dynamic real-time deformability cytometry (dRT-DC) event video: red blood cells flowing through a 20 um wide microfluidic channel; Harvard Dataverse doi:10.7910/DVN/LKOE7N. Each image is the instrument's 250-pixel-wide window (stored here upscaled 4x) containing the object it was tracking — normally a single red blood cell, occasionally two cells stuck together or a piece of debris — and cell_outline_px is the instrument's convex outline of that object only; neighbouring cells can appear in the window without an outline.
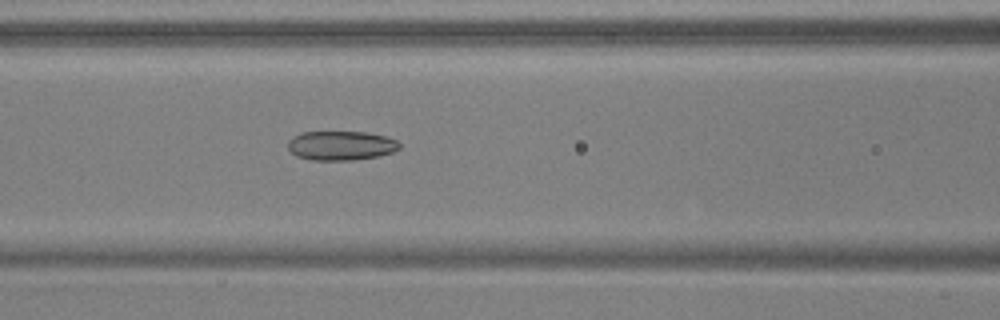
{"species": "common noctule bat (a hibernating species)", "species_latin": "Nyctalus noctula", "temperature_condition": "warm", "stored_images_in_passage": 53, "camera_frame_rate_fps": 3000, "um_per_image_px": 0.085, "animal": {"sex": "male", "body_mass_g": 17.9, "forearm_length_mm": 54.2}, "frame": {"image": 1, "passage_image": 23, "time_ms": 7.333, "image_size_px": [1000, 320], "cell_outline_px": [[400, 148], [392, 152], [380, 156], [356, 160], [312, 160], [296, 156], [288, 148], [288, 140], [292, 136], [300, 132], [368, 132], [384, 136], [396, 140], [400, 144]], "centroid_in_image_um": [28.97, 12.37], "position_along_channel_um": 137.6, "area_um2": 19.19}}
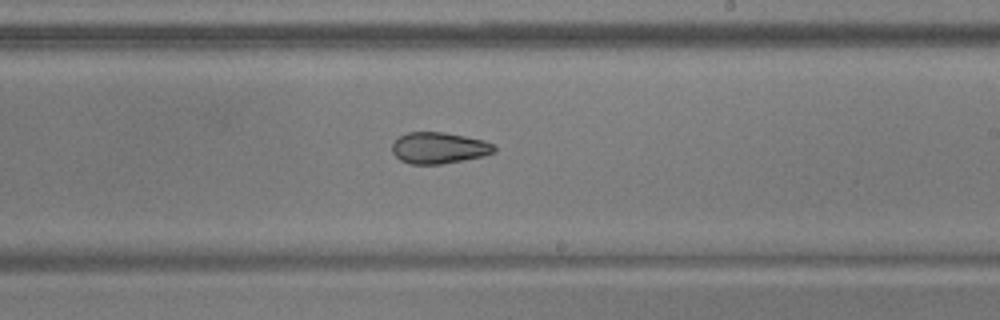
{"frame": {"image": 2, "passage_image": 32, "time_ms": 10.333, "image_size_px": [1000, 320], "cell_outline_px": [[496, 152], [484, 156], [464, 160], [440, 164], [408, 164], [400, 160], [392, 152], [392, 144], [400, 136], [408, 132], [444, 132], [484, 140], [492, 144], [496, 148]], "centroid_in_image_um": [37.31, 12.58], "position_along_channel_um": 251.7, "area_um2": 18.67}}
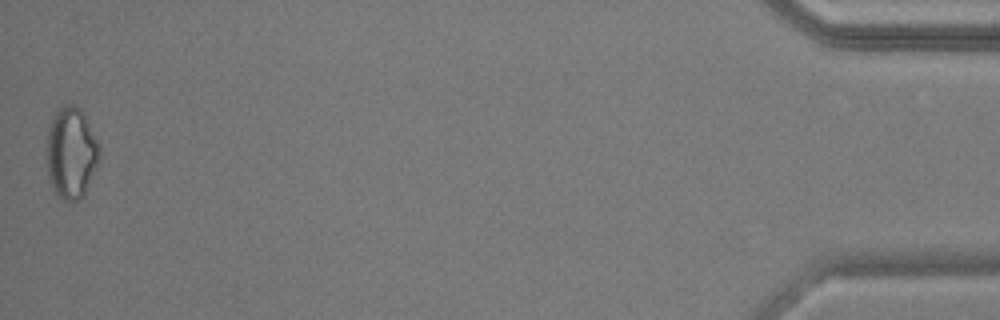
{"frame": {"image": 3, "passage_image": 53, "time_ms": 17.333, "image_size_px": [1000, 320], "cell_outline_px": [[100, 156], [84, 192], [80, 200], [64, 200], [52, 188], [48, 180], [44, 152], [48, 128], [56, 112], [60, 108], [68, 104], [76, 104], [80, 108], [100, 148]], "centroid_in_image_um": [5.98, 12.99], "position_along_channel_um": 429.2, "area_um2": 27.98}, "authors_computed_cell_mechanics": {"area_um2": 22.0796, "velocity_mm_per_s": 3.8052, "shape_relaxation_time_tau1_ms": null, "shape_relaxation_time_tau2_ms": 4.7893, "deformation_change_tau1": null, "deformation_change_tau2": 0.1034}}